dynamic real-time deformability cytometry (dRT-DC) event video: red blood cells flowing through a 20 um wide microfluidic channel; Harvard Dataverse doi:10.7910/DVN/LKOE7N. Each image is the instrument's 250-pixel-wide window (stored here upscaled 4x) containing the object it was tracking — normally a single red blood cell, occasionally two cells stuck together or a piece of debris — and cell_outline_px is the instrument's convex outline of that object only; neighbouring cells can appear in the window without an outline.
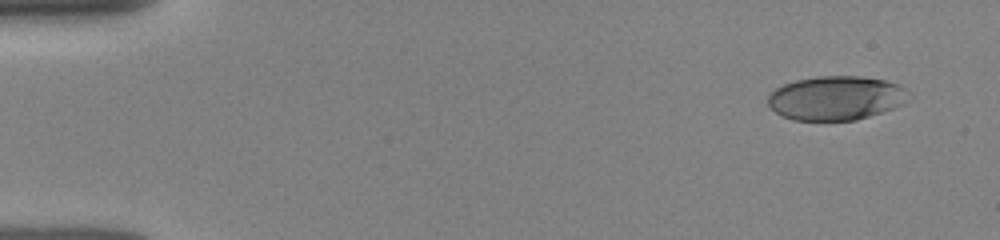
{"species": "human", "species_latin": "Homo sapiens", "temperature_condition": "room temperature", "stored_images_in_passage": 12, "camera_frame_rate_fps": 3000, "um_per_image_px": 0.085, "donor": {"sex": "female"}, "frame": {"image": 1, "passage_image": 1, "time_ms": 0.0, "image_size_px": [1000, 240], "cell_outline_px": [[912, 100], [896, 108], [856, 120], [792, 120], [776, 112], [768, 104], [768, 96], [776, 88], [784, 84], [796, 80], [816, 76], [860, 76], [884, 80], [900, 84], [912, 96]], "centroid_in_image_um": [71.13, 8.33], "position_along_channel_um": 13.9, "area_um2": 36.47}}
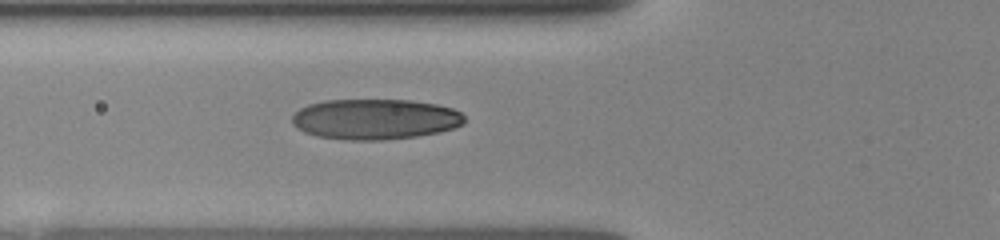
{"frame": {"image": 2, "passage_image": 10, "time_ms": 5.0, "image_size_px": [1000, 240], "cell_outline_px": [[464, 124], [440, 132], [416, 136], [384, 140], [348, 140], [316, 136], [304, 132], [296, 128], [292, 124], [292, 116], [300, 108], [308, 104], [324, 100], [412, 100], [436, 104], [452, 108], [460, 112], [464, 116]], "centroid_in_image_um": [31.86, 10.13], "position_along_channel_um": 93.9, "area_um2": 40.86}}
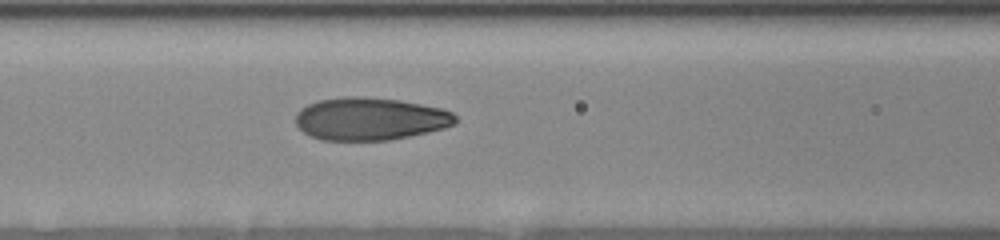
{"frame": {"image": 3, "passage_image": 12, "time_ms": 6.0, "image_size_px": [1000, 240], "cell_outline_px": [[456, 124], [444, 128], [428, 132], [388, 140], [320, 140], [308, 136], [296, 124], [296, 112], [300, 108], [316, 100], [344, 96], [364, 96], [400, 100], [440, 108], [452, 112], [456, 116]], "centroid_in_image_um": [31.42, 10.09], "position_along_channel_um": 135.2, "area_um2": 40.0}}